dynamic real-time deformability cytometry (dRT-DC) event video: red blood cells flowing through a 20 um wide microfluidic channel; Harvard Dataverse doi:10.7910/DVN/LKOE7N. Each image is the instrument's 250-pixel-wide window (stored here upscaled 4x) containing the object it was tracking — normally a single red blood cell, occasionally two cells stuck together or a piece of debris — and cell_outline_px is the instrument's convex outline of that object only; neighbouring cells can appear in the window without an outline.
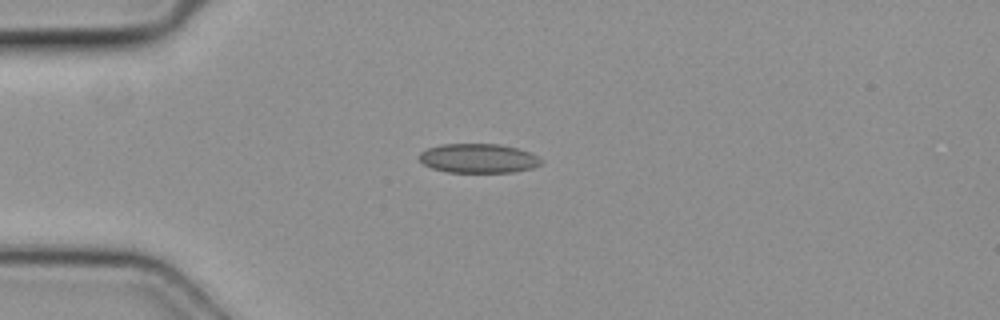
{"species": "common noctule bat (a hibernating species)", "species_latin": "Nyctalus noctula", "temperature_condition": "cold", "stored_images_in_passage": 1, "camera_frame_rate_fps": 3000, "um_per_image_px": 0.085, "animal": {"sex": "female", "body_mass_g": 19.3, "forearm_length_mm": 54.1}, "frame": {"image": 1, "passage_image": 1, "time_ms": 0.0, "image_size_px": [1000, 320], "cell_outline_px": [[540, 164], [532, 168], [512, 172], [448, 172], [432, 168], [424, 164], [420, 160], [420, 152], [428, 148], [440, 144], [500, 144], [516, 148], [528, 152], [536, 156], [540, 160]], "centroid_in_image_um": [40.62, 13.45], "position_along_channel_um": 44.4, "area_um2": 20.52}}